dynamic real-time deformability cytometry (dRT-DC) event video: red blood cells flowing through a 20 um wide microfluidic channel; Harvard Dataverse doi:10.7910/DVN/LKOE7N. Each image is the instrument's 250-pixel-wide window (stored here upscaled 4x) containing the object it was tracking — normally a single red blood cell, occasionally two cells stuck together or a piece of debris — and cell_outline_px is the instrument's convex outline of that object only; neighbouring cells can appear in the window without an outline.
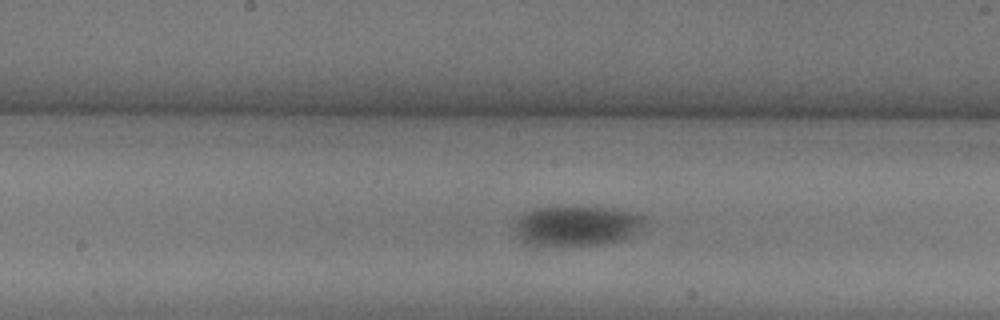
{"species": "common noctule bat (a hibernating species)", "species_latin": "Nyctalus noctula", "temperature_condition": "warm", "stored_images_in_passage": 26, "camera_frame_rate_fps": 3000, "um_per_image_px": 0.085, "animal": {"sex": "female"}, "frame": {"image": 1, "passage_image": 19, "time_ms": 6.0, "image_size_px": [1000, 320], "cell_outline_px": [[648, 220], [636, 232], [620, 240], [608, 244], [532, 244], [524, 240], [512, 228], [516, 216], [532, 208], [572, 204], [612, 208], [644, 216]], "centroid_in_image_um": [48.99, 19.11], "position_along_channel_um": 199.2, "area_um2": 30.81}}
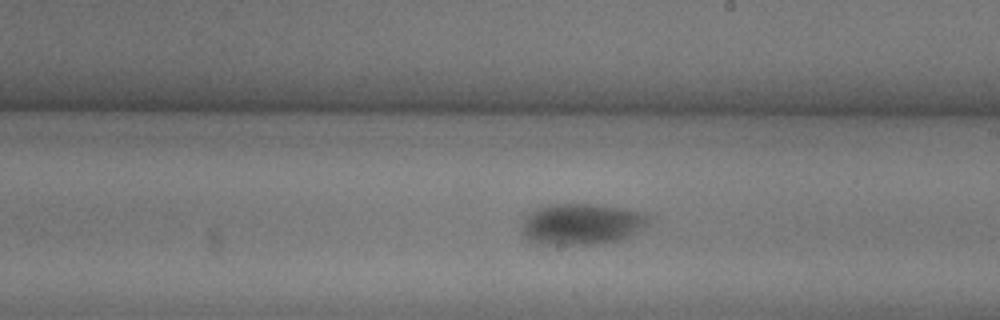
{"frame": {"image": 2, "passage_image": 22, "time_ms": 7.0, "image_size_px": [1000, 320], "cell_outline_px": [[648, 224], [624, 240], [600, 244], [532, 244], [520, 232], [520, 228], [524, 216], [532, 208], [544, 204], [600, 204], [624, 208], [644, 212], [648, 216]], "centroid_in_image_um": [49.37, 19.04], "position_along_channel_um": 239.6, "area_um2": 31.39}}